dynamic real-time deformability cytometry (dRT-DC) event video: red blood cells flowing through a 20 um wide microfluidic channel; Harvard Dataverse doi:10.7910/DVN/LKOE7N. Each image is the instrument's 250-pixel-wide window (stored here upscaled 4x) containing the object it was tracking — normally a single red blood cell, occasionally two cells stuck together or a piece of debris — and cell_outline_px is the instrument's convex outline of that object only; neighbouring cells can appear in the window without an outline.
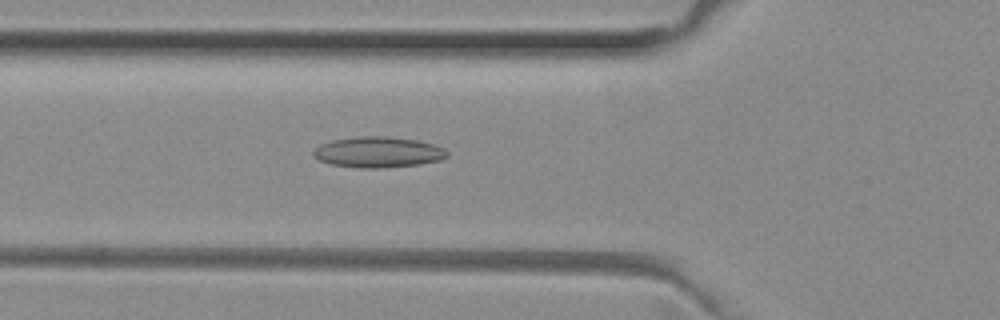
{"species": "common noctule bat (a hibernating species)", "species_latin": "Nyctalus noctula", "temperature_condition": "room temperature", "stored_images_in_passage": 36, "camera_frame_rate_fps": 3000, "um_per_image_px": 0.085, "animal": {"sex": "female", "body_mass_g": 29.2, "forearm_length_mm": 56.3}, "frame": {"image": 1, "passage_image": 3, "time_ms": 0.667, "image_size_px": [1000, 320], "cell_outline_px": [[448, 156], [440, 160], [420, 164], [380, 168], [356, 168], [332, 164], [320, 160], [312, 152], [320, 144], [332, 140], [360, 136], [384, 136], [416, 140], [432, 144], [444, 148], [448, 152]], "centroid_in_image_um": [32.15, 12.93], "position_along_channel_um": 93.6, "area_um2": 23.81}}
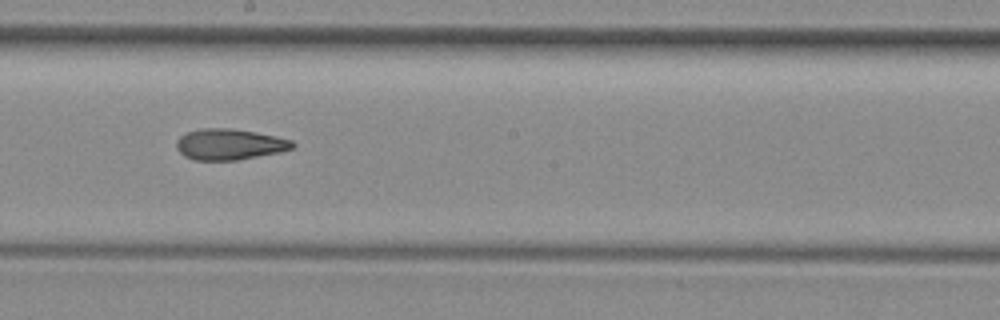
{"frame": {"image": 2, "passage_image": 13, "time_ms": 4.0, "image_size_px": [1000, 320], "cell_outline_px": [[296, 144], [292, 148], [280, 152], [236, 160], [192, 160], [184, 156], [176, 148], [176, 140], [180, 136], [188, 132], [200, 128], [232, 128], [256, 132], [276, 136], [292, 140]], "centroid_in_image_um": [19.49, 12.26], "position_along_channel_um": 228.7, "area_um2": 21.04}}
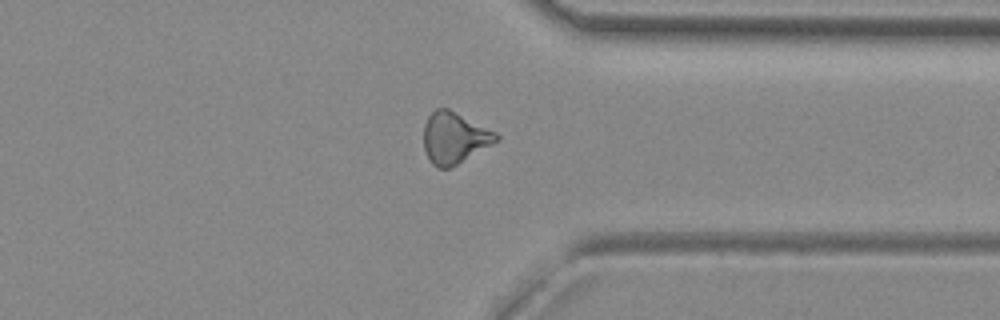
{"frame": {"image": 3, "passage_image": 24, "time_ms": 7.667, "image_size_px": [1000, 320], "cell_outline_px": [[500, 140], [456, 164], [448, 168], [436, 168], [428, 160], [424, 148], [424, 124], [428, 116], [436, 108], [448, 108], [496, 132], [500, 136]], "centroid_in_image_um": [38.61, 11.71], "position_along_channel_um": 372.8, "area_um2": 21.62}, "authors_computed_cell_mechanics": {"area_um2": 21.097, "velocity_mm_per_s": 4.0383, "shape_relaxation_time_tau1_ms": null, "shape_relaxation_time_tau2_ms": 4.0603, "deformation_change_tau1": null, "deformation_change_tau2": 0.1343}}